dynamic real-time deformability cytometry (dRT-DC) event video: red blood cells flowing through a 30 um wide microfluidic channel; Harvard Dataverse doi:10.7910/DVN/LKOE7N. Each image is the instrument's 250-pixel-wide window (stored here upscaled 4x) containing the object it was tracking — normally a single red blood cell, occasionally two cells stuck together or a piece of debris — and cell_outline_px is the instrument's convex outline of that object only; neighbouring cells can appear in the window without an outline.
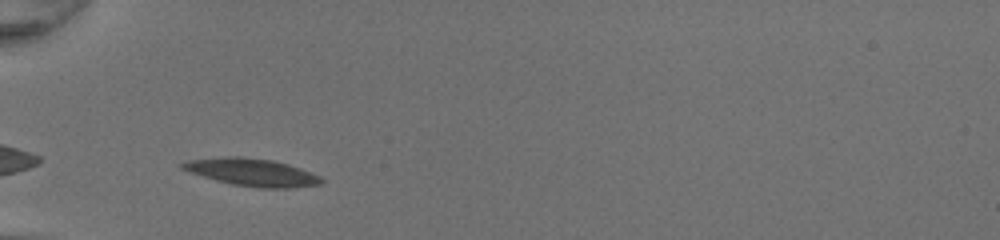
{"species": "common noctule bat (a hibernating species)", "species_latin": "Nyctalus noctula", "temperature_condition": "room temperature", "stored_images_in_passage": 33, "camera_frame_rate_fps": 3000, "um_per_image_px": 0.085, "animal": {"sex": "female", "body_mass_g": 20.0, "forearm_length_mm": 54.0}, "frame": {"image": 1, "passage_image": 1, "time_ms": 0.0, "image_size_px": [1000, 240], "cell_outline_px": [[324, 180], [320, 184], [292, 188], [260, 188], [232, 184], [216, 180], [180, 168], [176, 164], [188, 160], [224, 156], [240, 156], [272, 160], [288, 164], [300, 168], [320, 176]], "centroid_in_image_um": [21.4, 14.63], "position_along_channel_um": 63.6, "area_um2": 22.25}}
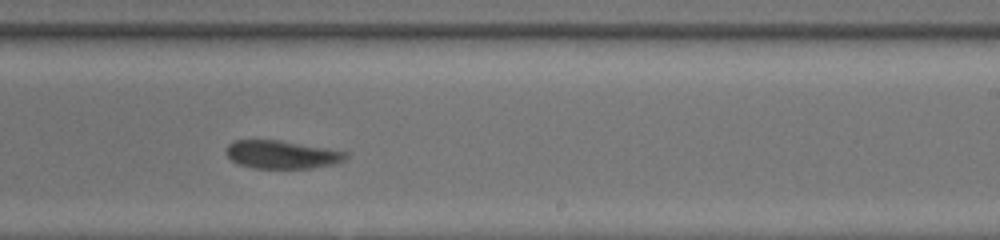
{"frame": {"image": 2, "passage_image": 16, "time_ms": 5.0, "image_size_px": [1000, 240], "cell_outline_px": [[348, 156], [344, 160], [332, 164], [312, 168], [252, 168], [240, 164], [232, 160], [224, 152], [224, 148], [232, 140], [280, 140], [328, 148], [348, 152]], "centroid_in_image_um": [23.92, 13.12], "position_along_channel_um": 265.1, "area_um2": 19.71}}
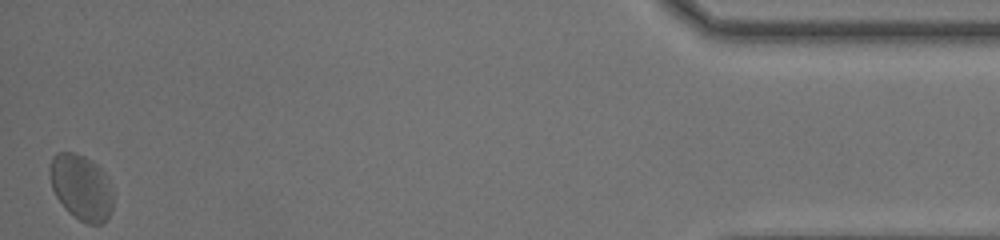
{"frame": {"image": 3, "passage_image": 33, "time_ms": 10.667, "image_size_px": [1000, 240], "cell_outline_px": [[112, 208], [108, 216], [100, 224], [88, 224], [80, 220], [68, 212], [64, 208], [56, 196], [52, 188], [48, 176], [48, 168], [52, 156], [56, 152], [76, 152], [84, 156], [96, 164], [100, 168], [112, 188]], "centroid_in_image_um": [6.85, 15.89], "position_along_channel_um": 428.3, "area_um2": 24.28}, "authors_computed_cell_mechanics": {"area_um2": 20.7502, "velocity_mm_per_s": 4.2102, "shape_relaxation_time_tau1_ms": 3.9967, "shape_relaxation_time_tau2_ms": 5.0435, "deformation_change_tau1": 0.1143, "deformation_change_tau2": 0.0727}}